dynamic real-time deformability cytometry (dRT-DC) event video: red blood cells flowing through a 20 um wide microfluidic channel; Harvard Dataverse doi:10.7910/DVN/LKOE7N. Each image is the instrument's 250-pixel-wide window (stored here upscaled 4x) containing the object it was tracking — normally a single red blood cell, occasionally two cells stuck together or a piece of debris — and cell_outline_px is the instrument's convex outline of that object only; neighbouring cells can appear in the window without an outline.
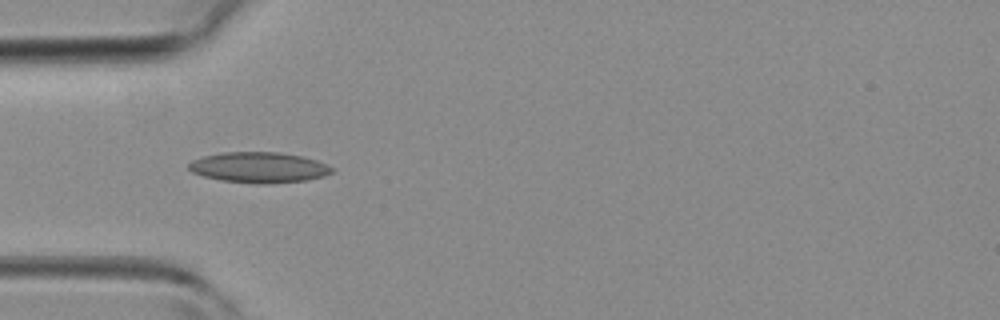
{"species": "common noctule bat (a hibernating species)", "species_latin": "Nyctalus noctula", "temperature_condition": "room temperature", "stored_images_in_passage": 14, "camera_frame_rate_fps": 3000, "um_per_image_px": 0.085, "animal": {"sex": "female", "body_mass_g": 19.3, "forearm_length_mm": 54.1}, "frame": {"image": 1, "passage_image": 6, "time_ms": 1.667, "image_size_px": [1000, 320], "cell_outline_px": [[336, 172], [324, 176], [308, 180], [268, 184], [256, 184], [220, 180], [204, 176], [192, 172], [188, 168], [188, 164], [192, 160], [204, 156], [224, 152], [280, 152], [304, 156], [316, 160], [336, 168]], "centroid_in_image_um": [22.07, 14.23], "position_along_channel_um": 62.9, "area_um2": 25.89}}
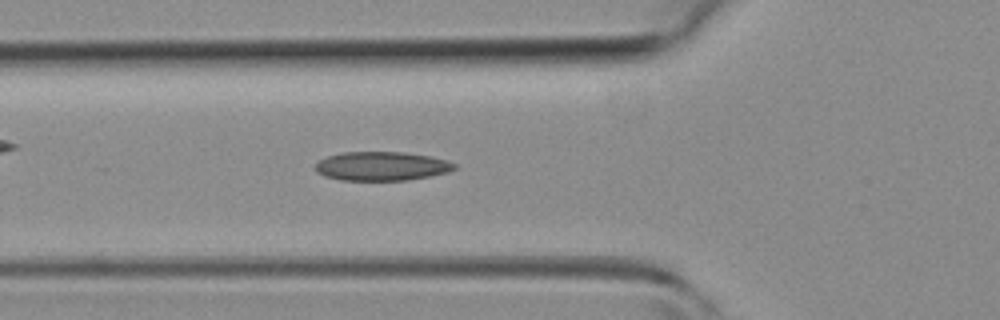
{"frame": {"image": 2, "passage_image": 8, "time_ms": 2.333, "image_size_px": [1000, 320], "cell_outline_px": [[456, 168], [448, 172], [408, 180], [340, 180], [324, 176], [316, 172], [316, 164], [320, 160], [328, 156], [340, 152], [404, 152], [432, 156], [448, 160], [456, 164]], "centroid_in_image_um": [32.45, 14.12], "position_along_channel_um": 93.3, "area_um2": 23.52}}
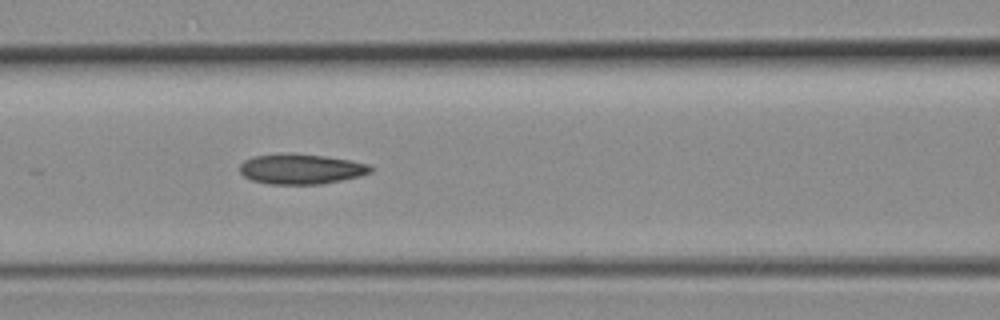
{"frame": {"image": 3, "passage_image": 11, "time_ms": 3.333, "image_size_px": [1000, 320], "cell_outline_px": [[372, 172], [360, 176], [320, 184], [268, 184], [252, 180], [244, 176], [240, 172], [240, 164], [244, 160], [256, 156], [324, 156], [348, 160], [368, 164], [372, 168]], "centroid_in_image_um": [25.61, 14.41], "position_along_channel_um": 141.0, "area_um2": 21.96}}